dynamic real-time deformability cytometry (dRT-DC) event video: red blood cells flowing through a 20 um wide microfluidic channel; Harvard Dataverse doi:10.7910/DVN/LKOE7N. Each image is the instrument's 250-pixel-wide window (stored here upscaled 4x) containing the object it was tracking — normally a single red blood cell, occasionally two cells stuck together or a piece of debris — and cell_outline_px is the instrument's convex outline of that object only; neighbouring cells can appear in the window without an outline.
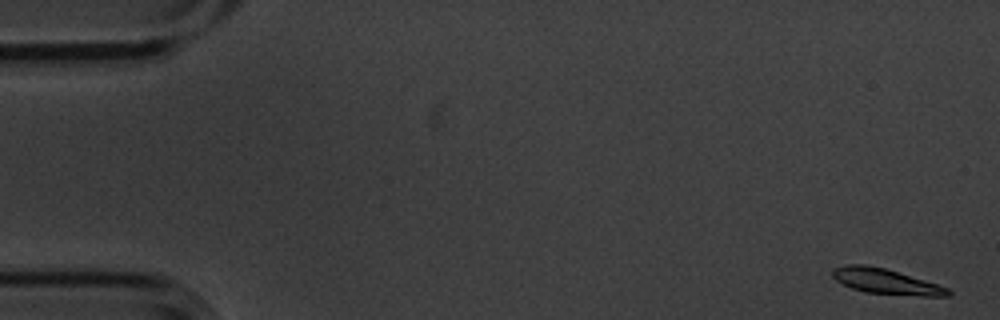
{"species": "common noctule bat (a hibernating species)", "species_latin": "Nyctalus noctula", "temperature_condition": "cold", "stored_images_in_passage": 55, "camera_frame_rate_fps": 3000, "um_per_image_px": 0.085, "animal": {"sex": "male", "body_mass_g": 20.1, "forearm_length_mm": 53.5}, "frame": {"image": 1, "passage_image": 1, "time_ms": 0.0, "image_size_px": [1000, 320], "cell_outline_px": [[952, 292], [948, 296], [924, 296], [864, 292], [852, 288], [836, 280], [832, 276], [832, 268], [848, 264], [864, 264], [884, 268], [936, 284], [948, 288]], "centroid_in_image_um": [75.26, 23.92], "position_along_channel_um": 9.7, "area_um2": 16.7}}
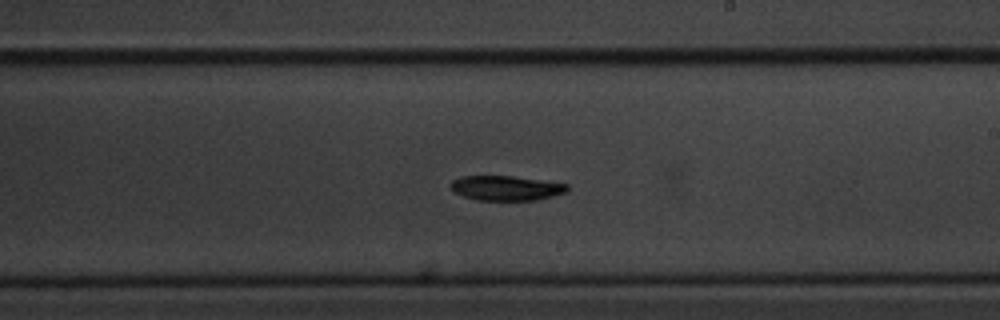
{"frame": {"image": 2, "passage_image": 32, "time_ms": 10.333, "image_size_px": [1000, 320], "cell_outline_px": [[568, 192], [540, 200], [476, 200], [464, 196], [456, 192], [448, 184], [452, 180], [464, 176], [512, 176], [568, 184]], "centroid_in_image_um": [43.05, 15.99], "position_along_channel_um": 246.0, "area_um2": 16.82}}
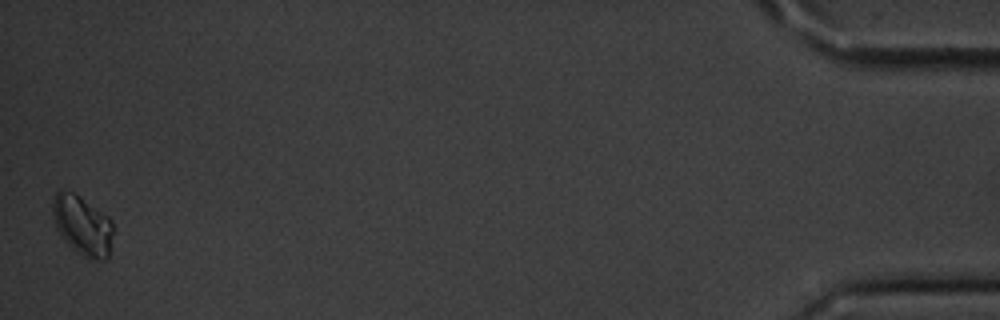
{"frame": {"image": 3, "passage_image": 55, "time_ms": 18.0, "image_size_px": [1000, 320], "cell_outline_px": [[112, 232], [108, 260], [88, 260], [80, 256], [60, 236], [56, 228], [52, 212], [52, 200], [56, 192], [60, 188], [64, 188], [80, 196], [108, 216], [112, 220]], "centroid_in_image_um": [6.98, 19.16], "position_along_channel_um": 428.2, "area_um2": 21.44}, "authors_computed_cell_mechanics": {"area_um2": 17.3978, "velocity_mm_per_s": 3.5372, "shape_relaxation_time_tau1_ms": 1.6115, "shape_relaxation_time_tau2_ms": null, "deformation_change_tau1": 0.06, "deformation_change_tau2": null}}